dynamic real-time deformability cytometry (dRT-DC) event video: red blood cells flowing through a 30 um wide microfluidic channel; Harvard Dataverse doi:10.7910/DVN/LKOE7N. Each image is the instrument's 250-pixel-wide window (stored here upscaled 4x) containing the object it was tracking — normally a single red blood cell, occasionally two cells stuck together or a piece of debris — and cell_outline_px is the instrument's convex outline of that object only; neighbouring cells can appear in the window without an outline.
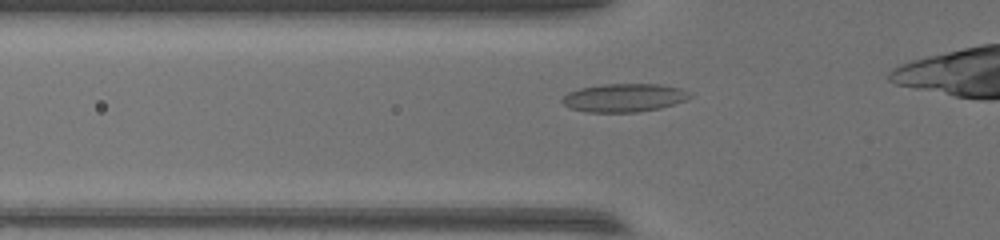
{"species": "common noctule bat (a hibernating species)", "species_latin": "Nyctalus noctula", "temperature_condition": "warm", "stored_images_in_passage": 35, "camera_frame_rate_fps": 3000, "um_per_image_px": 0.085, "animal": {"sex": "female", "body_mass_g": 17.0, "forearm_length_mm": 48.0}, "frame": {"image": 1, "passage_image": 7, "time_ms": 2.0, "image_size_px": [1000, 240], "cell_outline_px": [[692, 96], [688, 100], [660, 108], [636, 112], [584, 112], [572, 108], [564, 104], [560, 100], [568, 92], [580, 88], [604, 84], [660, 84], [680, 88], [688, 92]], "centroid_in_image_um": [53.06, 8.31], "position_along_channel_um": 72.7, "area_um2": 21.04}}
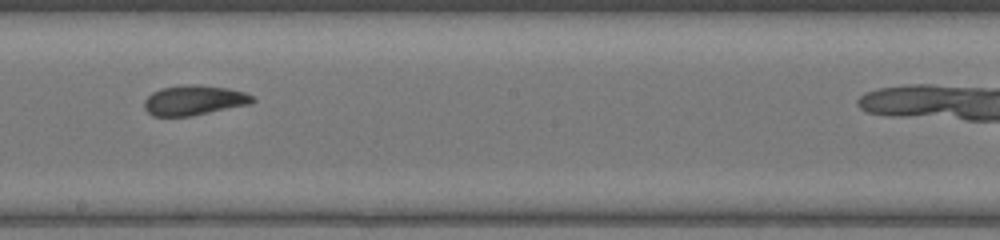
{"frame": {"image": 2, "passage_image": 19, "time_ms": 6.0, "image_size_px": [1000, 240], "cell_outline_px": [[256, 100], [248, 104], [192, 116], [152, 116], [144, 108], [144, 100], [152, 92], [160, 88], [180, 84], [200, 84], [228, 88], [244, 92], [252, 96]], "centroid_in_image_um": [16.45, 8.5], "position_along_channel_um": 231.7, "area_um2": 19.02}}
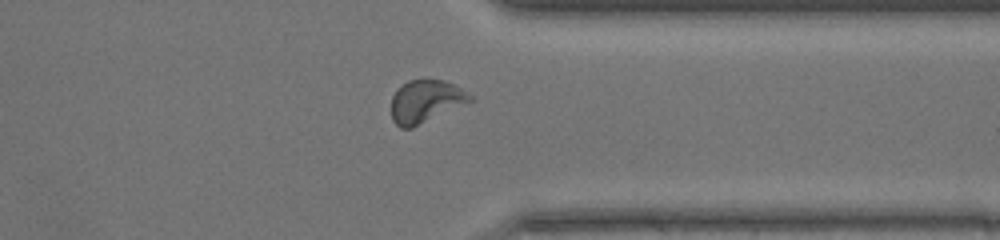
{"frame": {"image": 3, "passage_image": 30, "time_ms": 9.667, "image_size_px": [1000, 240], "cell_outline_px": [[476, 100], [412, 128], [400, 128], [392, 120], [392, 96], [396, 88], [408, 80], [444, 80], [456, 84], [468, 92]], "centroid_in_image_um": [36.22, 8.61], "position_along_channel_um": 375.2, "area_um2": 19.94}}